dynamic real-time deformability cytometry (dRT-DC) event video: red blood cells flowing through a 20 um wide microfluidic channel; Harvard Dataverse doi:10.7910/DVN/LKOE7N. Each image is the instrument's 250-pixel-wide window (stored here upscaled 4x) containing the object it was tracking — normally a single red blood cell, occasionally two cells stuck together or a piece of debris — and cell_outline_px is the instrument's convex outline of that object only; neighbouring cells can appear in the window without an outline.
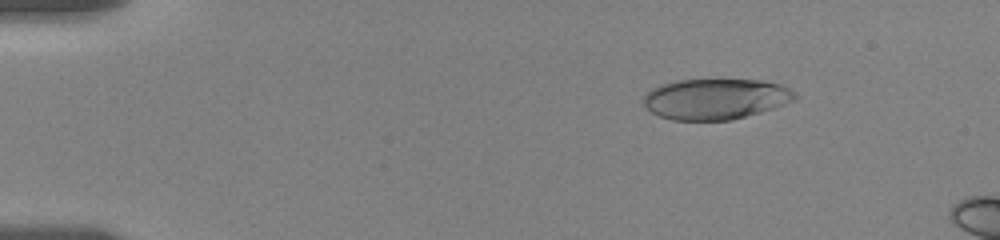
{"species": "human", "species_latin": "Homo sapiens", "temperature_condition": "room temperature", "stored_images_in_passage": 10, "camera_frame_rate_fps": 3000, "um_per_image_px": 0.085, "donor": {"sex": "female"}, "frame": {"image": 1, "passage_image": 5, "time_ms": 2.333, "image_size_px": [1000, 240], "cell_outline_px": [[800, 96], [796, 100], [760, 112], [732, 120], [672, 120], [660, 116], [652, 112], [644, 104], [644, 96], [652, 88], [660, 84], [676, 80], [760, 80], [780, 84], [796, 92]], "centroid_in_image_um": [60.85, 8.41], "position_along_channel_um": 24.2, "area_um2": 35.89}}